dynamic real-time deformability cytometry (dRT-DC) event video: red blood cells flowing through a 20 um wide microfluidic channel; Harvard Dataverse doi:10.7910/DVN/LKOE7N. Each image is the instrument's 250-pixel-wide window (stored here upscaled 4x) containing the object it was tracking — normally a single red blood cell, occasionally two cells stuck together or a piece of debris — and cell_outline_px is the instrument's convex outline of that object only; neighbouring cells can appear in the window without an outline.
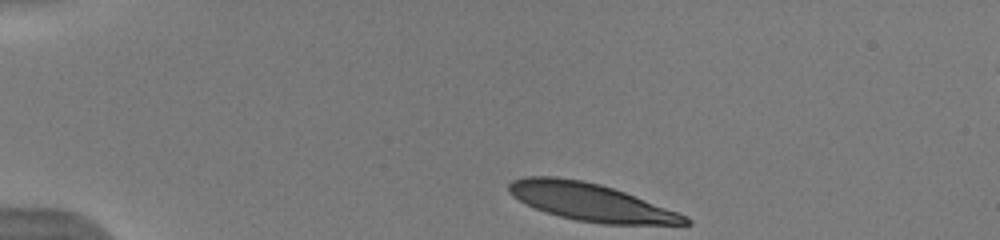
{"species": "human", "species_latin": "Homo sapiens", "temperature_condition": "warm", "stored_images_in_passage": 42, "camera_frame_rate_fps": 3000, "um_per_image_px": 0.085, "donor": {"sex": "male"}, "frame": {"image": 1, "passage_image": 1, "time_ms": 0.0, "image_size_px": [1000, 240], "cell_outline_px": [[692, 224], [600, 224], [576, 220], [560, 216], [536, 208], [512, 196], [508, 192], [508, 184], [512, 180], [524, 176], [556, 176], [580, 180], [600, 184], [624, 192], [688, 216], [692, 220]], "centroid_in_image_um": [50.19, 17.17], "position_along_channel_um": 34.8, "area_um2": 38.21}}
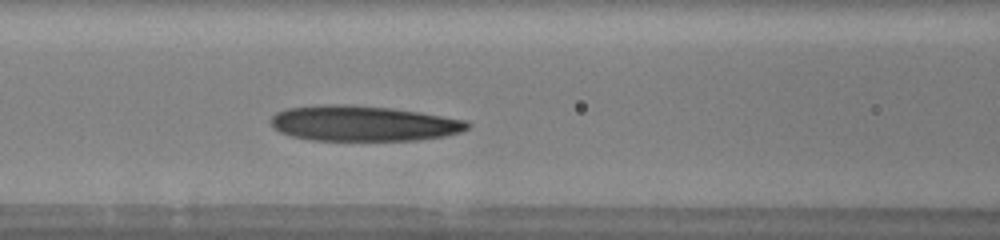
{"frame": {"image": 2, "passage_image": 14, "time_ms": 4.333, "image_size_px": [1000, 240], "cell_outline_px": [[472, 124], [468, 128], [460, 132], [444, 136], [416, 140], [312, 140], [292, 136], [280, 132], [272, 128], [268, 120], [276, 112], [288, 108], [324, 104], [352, 104], [392, 108], [420, 112], [468, 120]], "centroid_in_image_um": [30.86, 10.48], "position_along_channel_um": 135.7, "area_um2": 40.92}}
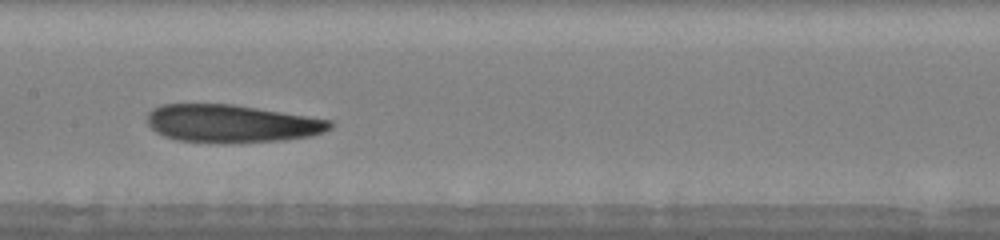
{"frame": {"image": 3, "passage_image": 18, "time_ms": 5.667, "image_size_px": [1000, 240], "cell_outline_px": [[332, 128], [324, 132], [312, 136], [280, 140], [224, 144], [176, 140], [164, 136], [156, 132], [148, 124], [148, 112], [152, 108], [160, 104], [232, 104], [332, 120]], "centroid_in_image_um": [19.66, 10.51], "position_along_channel_um": 187.7, "area_um2": 40.52}, "authors_computed_cell_mechanics": {"area_um2": 39.4485, "velocity_mm_per_s": 3.8943, "shape_relaxation_time_tau1_ms": 4.9189, "shape_relaxation_time_tau2_ms": 2.68, "deformation_change_tau1": 0.1779, "deformation_change_tau2": 0.111}}